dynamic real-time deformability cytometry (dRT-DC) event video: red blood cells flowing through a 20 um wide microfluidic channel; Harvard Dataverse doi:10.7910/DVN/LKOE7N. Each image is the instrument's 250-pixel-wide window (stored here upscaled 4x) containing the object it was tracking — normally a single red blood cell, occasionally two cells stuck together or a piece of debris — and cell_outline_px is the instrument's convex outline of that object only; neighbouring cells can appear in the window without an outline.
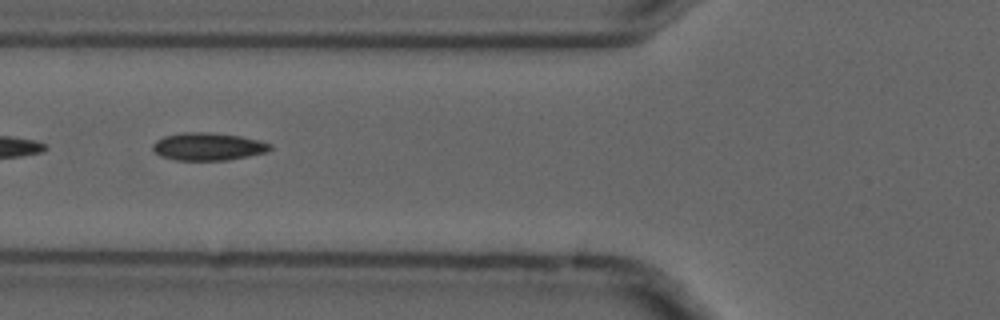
{"species": "common noctule bat (a hibernating species)", "species_latin": "Nyctalus noctula", "temperature_condition": "cold", "stored_images_in_passage": 7, "camera_frame_rate_fps": 3000, "um_per_image_px": 0.085, "animal": {"sex": "male", "forearm_length_mm": 52.5}, "frame": {"image": 1, "passage_image": 5, "time_ms": 1.333, "image_size_px": [1000, 320], "cell_outline_px": [[272, 148], [268, 152], [228, 160], [172, 160], [160, 156], [152, 148], [152, 144], [156, 140], [164, 136], [184, 132], [208, 132], [240, 136], [260, 140], [272, 144]], "centroid_in_image_um": [17.69, 12.46], "position_along_channel_um": 108.1, "area_um2": 19.07}}
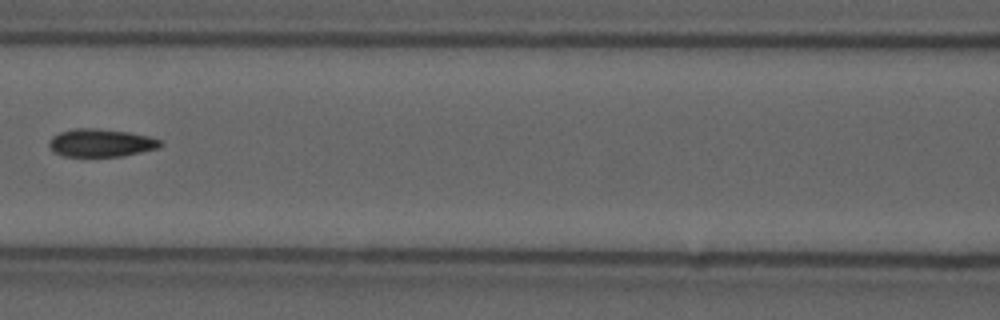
{"frame": {"image": 2, "passage_image": 6, "time_ms": 1.667, "image_size_px": [1000, 320], "cell_outline_px": [[164, 144], [160, 148], [120, 156], [64, 156], [56, 152], [48, 144], [52, 136], [60, 132], [76, 128], [96, 128], [128, 132], [148, 136], [164, 140]], "centroid_in_image_um": [8.64, 12.13], "position_along_channel_um": 158.0, "area_um2": 18.03}}